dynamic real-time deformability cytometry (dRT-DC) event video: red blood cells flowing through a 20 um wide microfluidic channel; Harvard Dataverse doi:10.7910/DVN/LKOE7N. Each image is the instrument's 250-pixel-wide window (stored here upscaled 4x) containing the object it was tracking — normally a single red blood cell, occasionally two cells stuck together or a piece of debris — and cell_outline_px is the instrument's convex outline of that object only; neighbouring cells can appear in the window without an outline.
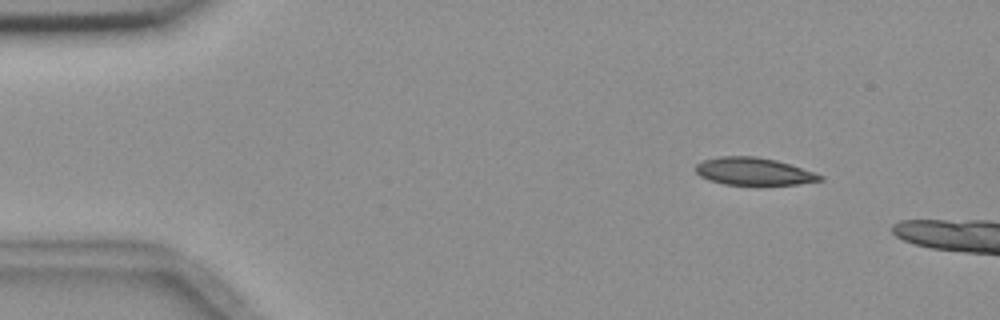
{"species": "common noctule bat (a hibernating species)", "species_latin": "Nyctalus noctula", "temperature_condition": "room temperature", "stored_images_in_passage": 4, "camera_frame_rate_fps": 3000, "um_per_image_px": 0.085, "animal": {"sex": "female", "body_mass_g": 18.4}, "frame": {"image": 1, "passage_image": 2, "time_ms": 2.0, "image_size_px": [1000, 320], "cell_outline_px": [[824, 180], [796, 184], [756, 188], [724, 184], [708, 180], [700, 176], [696, 172], [696, 164], [704, 160], [720, 156], [756, 156], [776, 160], [824, 176]], "centroid_in_image_um": [64.05, 14.62], "position_along_channel_um": 21.0, "area_um2": 20.63}}